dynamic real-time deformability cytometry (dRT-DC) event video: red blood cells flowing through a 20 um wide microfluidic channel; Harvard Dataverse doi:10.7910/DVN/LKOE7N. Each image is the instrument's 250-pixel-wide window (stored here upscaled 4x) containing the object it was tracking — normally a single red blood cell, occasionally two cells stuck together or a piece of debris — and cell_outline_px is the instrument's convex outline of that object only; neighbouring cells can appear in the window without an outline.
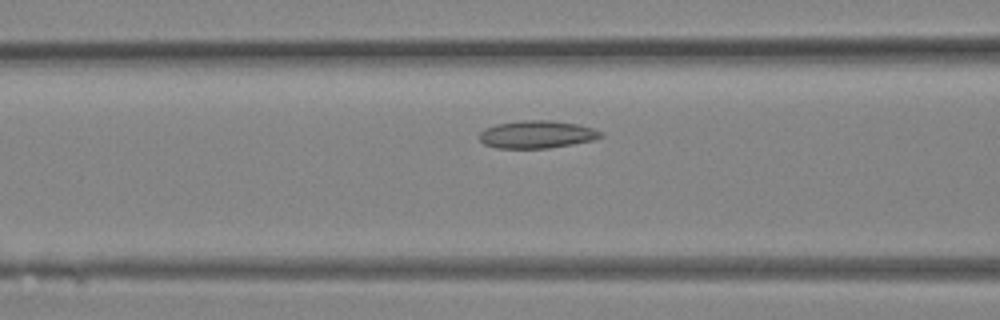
{"species": "Egyptian fruit bat (a non-hibernating species)", "species_latin": "Rousettus aegyptiacus", "temperature_condition": "room temperature", "stored_images_in_passage": 30, "segment_of_instrument_passage": [1, 2], "camera_frame_rate_fps": 3000, "um_per_image_px": 0.085, "animal": {"sex": "female"}, "frame": {"image": 1, "passage_image": 10, "time_ms": 3.0, "image_size_px": [1000, 320], "cell_outline_px": [[604, 136], [592, 140], [572, 144], [548, 148], [496, 148], [484, 144], [480, 140], [480, 132], [484, 128], [496, 124], [524, 120], [552, 120], [580, 124], [604, 132]], "centroid_in_image_um": [45.65, 11.42], "position_along_channel_um": 120.9, "area_um2": 19.65}}
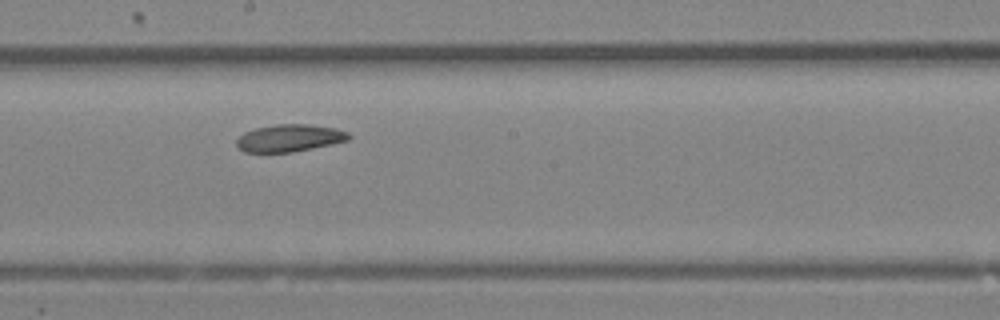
{"frame": {"image": 2, "passage_image": 15, "time_ms": 4.667, "image_size_px": [1000, 320], "cell_outline_px": [[352, 136], [348, 140], [332, 144], [292, 152], [244, 152], [236, 148], [236, 140], [244, 132], [256, 128], [276, 124], [308, 124], [336, 128], [348, 132]], "centroid_in_image_um": [24.59, 11.73], "position_along_channel_um": 223.6, "area_um2": 17.92}}
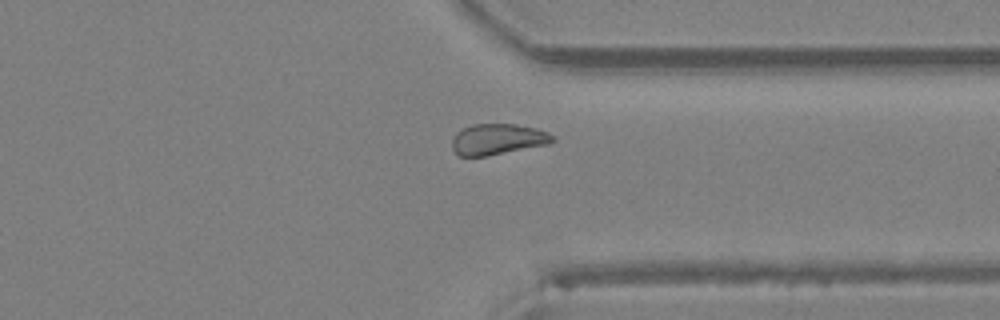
{"frame": {"image": 3, "passage_image": 22, "time_ms": 7.0, "image_size_px": [1000, 320], "cell_outline_px": [[556, 140], [548, 144], [484, 156], [456, 156], [452, 148], [452, 140], [456, 132], [472, 124], [516, 124], [536, 128], [548, 132], [556, 136]], "centroid_in_image_um": [42.31, 11.83], "position_along_channel_um": 369.1, "area_um2": 18.15}}